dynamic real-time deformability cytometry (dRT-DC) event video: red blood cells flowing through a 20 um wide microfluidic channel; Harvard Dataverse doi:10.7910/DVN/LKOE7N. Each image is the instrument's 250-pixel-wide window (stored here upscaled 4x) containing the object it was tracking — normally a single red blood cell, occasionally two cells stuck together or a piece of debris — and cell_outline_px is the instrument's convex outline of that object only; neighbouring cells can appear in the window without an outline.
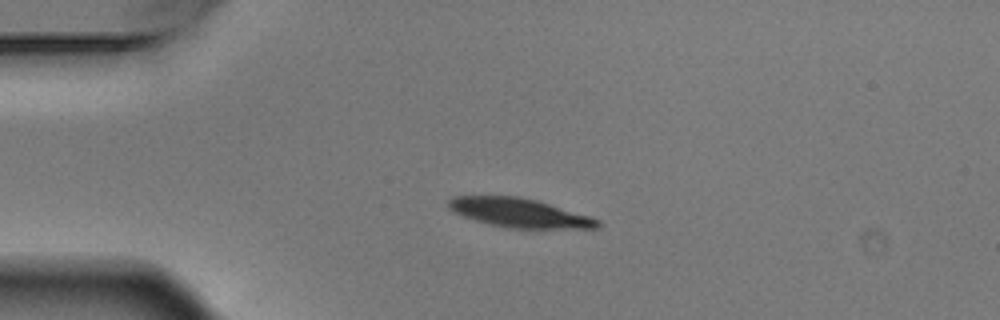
{"species": "Egyptian fruit bat (a non-hibernating species)", "species_latin": "Rousettus aegyptiacus", "temperature_condition": "warm", "stored_images_in_passage": 4, "camera_frame_rate_fps": 3000, "um_per_image_px": 0.085, "animal": {"sex": "male"}, "frame": {"image": 1, "passage_image": 2, "time_ms": 0.333, "image_size_px": [1000, 320], "cell_outline_px": [[604, 224], [600, 228], [504, 228], [476, 220], [452, 212], [448, 208], [448, 200], [456, 196], [516, 196], [536, 200], [592, 216], [600, 220]], "centroid_in_image_um": [44.19, 18.1], "position_along_channel_um": 40.8, "area_um2": 25.32}}
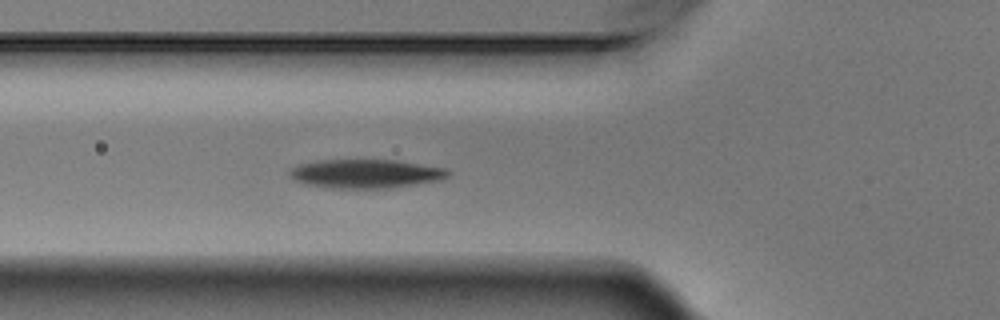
{"frame": {"image": 2, "passage_image": 4, "time_ms": 1.0, "image_size_px": [1000, 320], "cell_outline_px": [[452, 172], [444, 180], [388, 188], [324, 188], [304, 184], [292, 180], [288, 172], [288, 168], [300, 164], [316, 160], [396, 160], [448, 168]], "centroid_in_image_um": [31.07, 14.77], "position_along_channel_um": 94.7, "area_um2": 27.17}}